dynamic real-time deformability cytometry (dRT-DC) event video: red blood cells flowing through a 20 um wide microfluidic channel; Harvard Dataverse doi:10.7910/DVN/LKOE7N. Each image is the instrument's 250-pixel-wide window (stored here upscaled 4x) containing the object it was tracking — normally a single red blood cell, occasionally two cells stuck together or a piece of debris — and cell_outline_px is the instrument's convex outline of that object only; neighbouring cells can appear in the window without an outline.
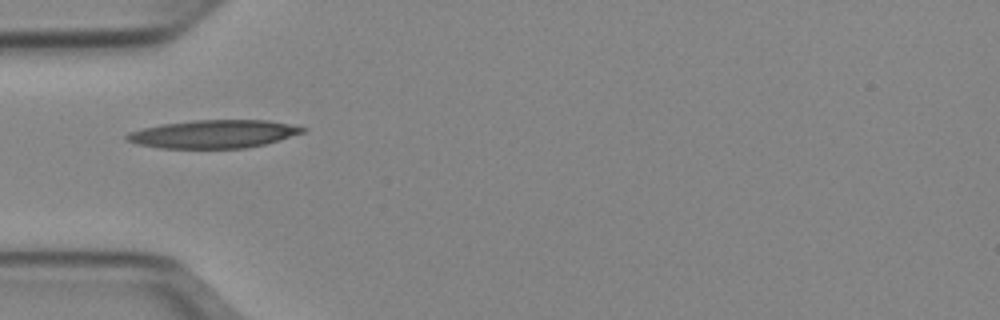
{"species": "Egyptian fruit bat (a non-hibernating species)", "species_latin": "Rousettus aegyptiacus", "temperature_condition": "cold", "stored_images_in_passage": 30, "camera_frame_rate_fps": 3000, "um_per_image_px": 0.085, "animal": {"sex": "female"}, "frame": {"image": 1, "passage_image": 1, "time_ms": 0.0, "image_size_px": [1000, 320], "cell_outline_px": [[308, 128], [304, 132], [280, 140], [248, 148], [160, 148], [136, 144], [124, 140], [124, 136], [128, 132], [144, 128], [164, 124], [192, 120], [268, 120]], "centroid_in_image_um": [18.13, 11.39], "position_along_channel_um": 66.9, "area_um2": 28.84}}
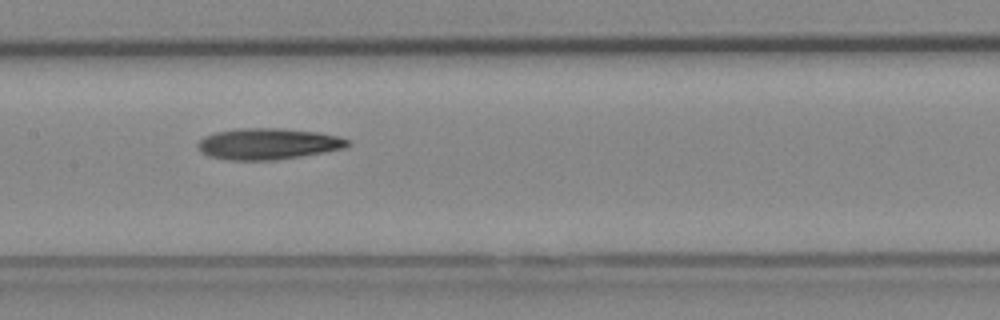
{"frame": {"image": 2, "passage_image": 10, "time_ms": 3.0, "image_size_px": [1000, 320], "cell_outline_px": [[352, 144], [344, 148], [324, 152], [276, 160], [228, 160], [208, 156], [200, 152], [196, 148], [196, 144], [204, 136], [216, 132], [240, 128], [280, 128], [316, 132], [336, 136], [352, 140]], "centroid_in_image_um": [22.76, 12.23], "position_along_channel_um": 184.6, "area_um2": 27.4}}
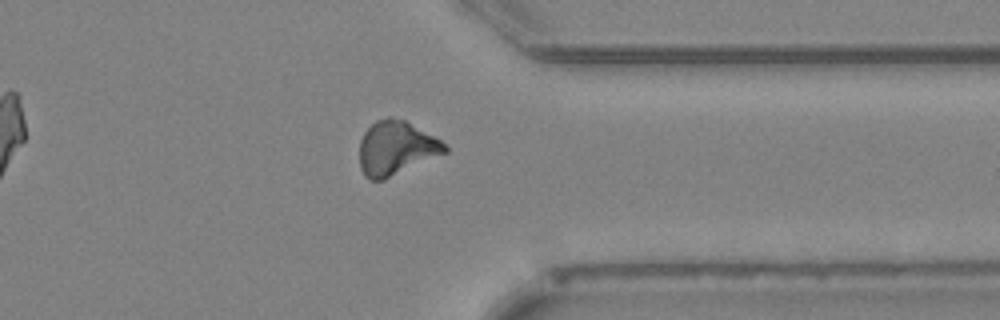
{"frame": {"image": 3, "passage_image": 25, "time_ms": 8.0, "image_size_px": [1000, 320], "cell_outline_px": [[448, 152], [384, 180], [368, 180], [364, 176], [360, 168], [360, 140], [364, 132], [376, 120], [388, 116], [392, 116], [404, 120], [440, 140], [448, 148]], "centroid_in_image_um": [33.64, 12.6], "position_along_channel_um": 377.8, "area_um2": 26.88}}